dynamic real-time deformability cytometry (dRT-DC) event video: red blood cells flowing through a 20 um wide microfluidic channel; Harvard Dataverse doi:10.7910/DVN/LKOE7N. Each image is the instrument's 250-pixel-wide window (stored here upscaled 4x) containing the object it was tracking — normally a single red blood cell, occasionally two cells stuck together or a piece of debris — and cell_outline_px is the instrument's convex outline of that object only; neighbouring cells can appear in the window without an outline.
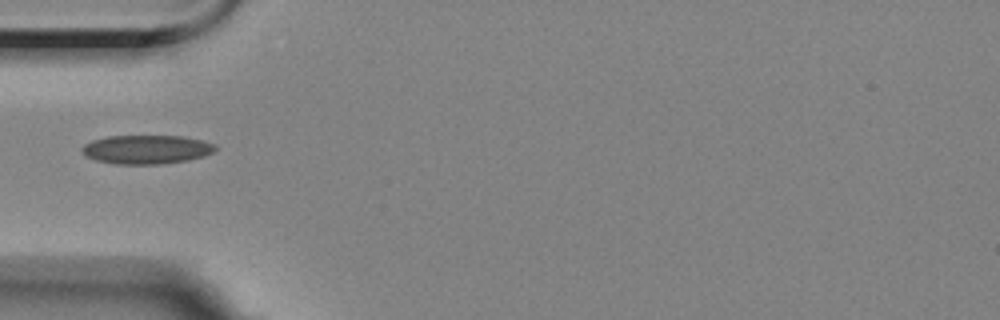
{"species": "Egyptian fruit bat (a non-hibernating species)", "species_latin": "Rousettus aegyptiacus", "temperature_condition": "room temperature", "stored_images_in_passage": 5, "camera_frame_rate_fps": 3000, "um_per_image_px": 0.085, "animal": {"sex": "female"}, "frame": {"image": 1, "passage_image": 5, "time_ms": 5.333, "image_size_px": [1000, 320], "cell_outline_px": [[216, 148], [212, 152], [204, 156], [188, 160], [160, 164], [116, 164], [96, 160], [84, 156], [80, 152], [80, 148], [84, 144], [92, 140], [108, 136], [184, 136], [216, 144]], "centroid_in_image_um": [12.41, 12.7], "position_along_channel_um": 72.6, "area_um2": 22.54}}